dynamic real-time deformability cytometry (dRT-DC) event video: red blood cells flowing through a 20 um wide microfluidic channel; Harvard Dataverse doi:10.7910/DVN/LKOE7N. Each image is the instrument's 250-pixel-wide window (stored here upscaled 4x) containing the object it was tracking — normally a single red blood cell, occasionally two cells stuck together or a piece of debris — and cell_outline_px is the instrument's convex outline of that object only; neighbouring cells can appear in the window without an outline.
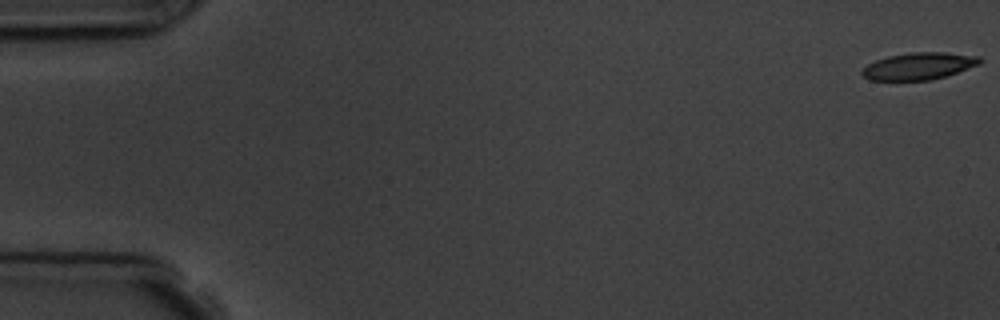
{"species": "common noctule bat (a hibernating species)", "species_latin": "Nyctalus noctula", "temperature_condition": "room temperature", "stored_images_in_passage": 8, "camera_frame_rate_fps": 3000, "um_per_image_px": 0.085, "animal": {"sex": "male", "body_mass_g": 19.5, "forearm_length_mm": 54.6}, "frame": {"image": 1, "passage_image": 1, "time_ms": 0.0, "image_size_px": [1000, 320], "cell_outline_px": [[984, 60], [980, 64], [944, 76], [928, 80], [868, 80], [860, 72], [868, 64], [876, 60], [888, 56], [912, 52], [944, 52], [980, 56]], "centroid_in_image_um": [78.11, 5.61], "position_along_channel_um": 6.9, "area_um2": 18.44}}
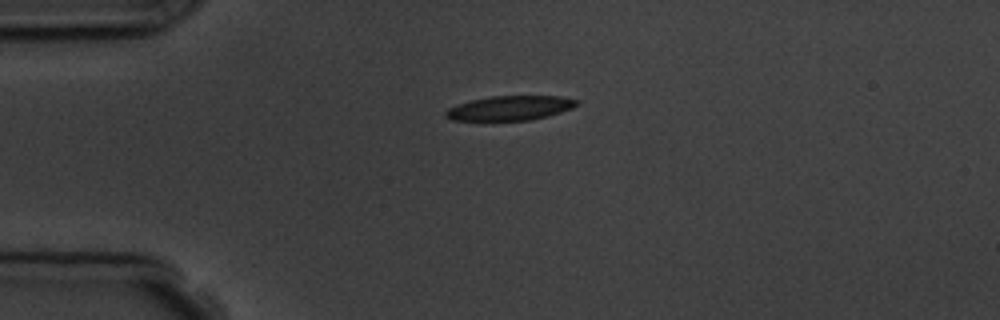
{"frame": {"image": 2, "passage_image": 5, "time_ms": 4.333, "image_size_px": [1000, 320], "cell_outline_px": [[580, 104], [572, 108], [548, 116], [528, 120], [452, 120], [444, 116], [444, 112], [448, 108], [456, 104], [472, 100], [492, 96], [560, 96], [580, 100]], "centroid_in_image_um": [43.36, 9.18], "position_along_channel_um": 41.6, "area_um2": 18.73}}